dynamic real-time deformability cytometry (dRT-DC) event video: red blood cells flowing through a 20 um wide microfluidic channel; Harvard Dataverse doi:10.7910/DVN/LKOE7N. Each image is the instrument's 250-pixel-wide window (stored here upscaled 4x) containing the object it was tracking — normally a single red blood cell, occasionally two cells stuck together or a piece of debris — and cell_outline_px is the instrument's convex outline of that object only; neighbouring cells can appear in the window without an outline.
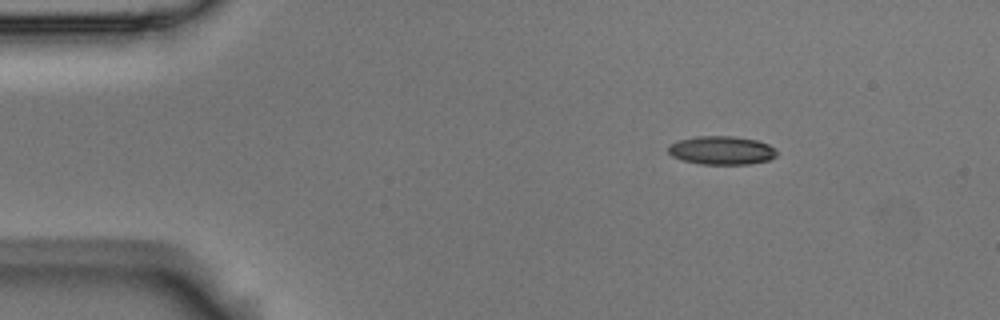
{"species": "Egyptian fruit bat (a non-hibernating species)", "species_latin": "Rousettus aegyptiacus", "temperature_condition": "room temperature", "stored_images_in_passage": 3, "camera_frame_rate_fps": 3000, "um_per_image_px": 0.085, "animal": {"sex": "male"}, "frame": {"image": 1, "passage_image": 1, "time_ms": 0.0, "image_size_px": [1000, 320], "cell_outline_px": [[776, 156], [768, 160], [752, 164], [700, 164], [684, 160], [672, 156], [668, 152], [668, 144], [680, 140], [696, 136], [732, 136], [756, 140], [768, 144], [776, 148]], "centroid_in_image_um": [61.34, 12.78], "position_along_channel_um": 23.7, "area_um2": 18.03}}